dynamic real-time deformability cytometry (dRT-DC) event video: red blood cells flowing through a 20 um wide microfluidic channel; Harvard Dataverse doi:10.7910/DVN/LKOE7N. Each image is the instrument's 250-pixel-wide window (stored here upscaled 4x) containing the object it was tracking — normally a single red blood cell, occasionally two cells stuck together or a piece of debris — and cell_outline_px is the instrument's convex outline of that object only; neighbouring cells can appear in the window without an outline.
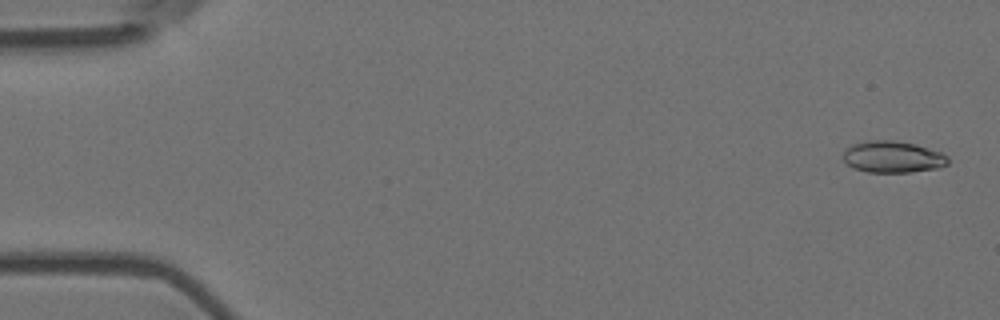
{"species": "Egyptian fruit bat (a non-hibernating species)", "species_latin": "Rousettus aegyptiacus", "temperature_condition": "room temperature", "stored_images_in_passage": 4, "camera_frame_rate_fps": 3000, "um_per_image_px": 0.085, "animal": {"sex": "female"}, "frame": {"image": 1, "passage_image": 1, "time_ms": 0.0, "image_size_px": [1000, 320], "cell_outline_px": [[948, 164], [936, 168], [912, 172], [868, 172], [856, 168], [848, 164], [844, 160], [844, 152], [852, 144], [872, 140], [892, 140], [916, 144], [940, 152], [948, 156]], "centroid_in_image_um": [75.91, 13.33], "position_along_channel_um": 9.1, "area_um2": 19.07}}